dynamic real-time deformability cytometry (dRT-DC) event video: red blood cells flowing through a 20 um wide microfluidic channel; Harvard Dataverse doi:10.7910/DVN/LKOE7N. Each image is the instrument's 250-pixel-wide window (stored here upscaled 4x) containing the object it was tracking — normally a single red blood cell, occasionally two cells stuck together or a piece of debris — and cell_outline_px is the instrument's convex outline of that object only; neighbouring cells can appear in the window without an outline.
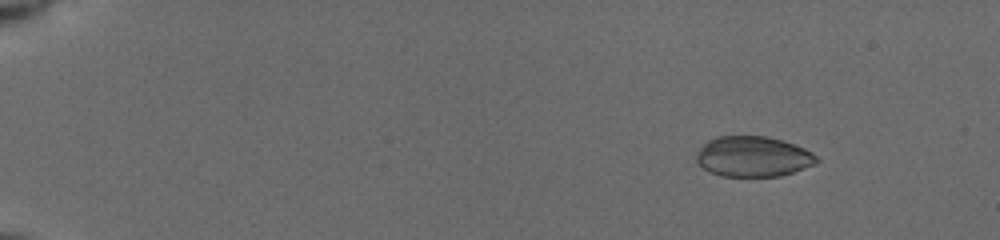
{"species": "common noctule bat (a hibernating species)", "species_latin": "Nyctalus noctula", "temperature_condition": "cold", "stored_images_in_passage": 12, "camera_frame_rate_fps": 3000, "um_per_image_px": 0.085, "animal": {"sex": "female", "body_mass_g": 19.5, "forearm_length_mm": 54.1}, "frame": {"image": 1, "passage_image": 2, "time_ms": 0.667, "image_size_px": [1000, 240], "cell_outline_px": [[820, 160], [816, 164], [780, 176], [720, 176], [704, 168], [696, 160], [696, 152], [708, 140], [716, 136], [764, 136], [780, 140], [804, 148], [812, 152]], "centroid_in_image_um": [64.01, 13.3], "position_along_channel_um": 21.0, "area_um2": 28.15}}
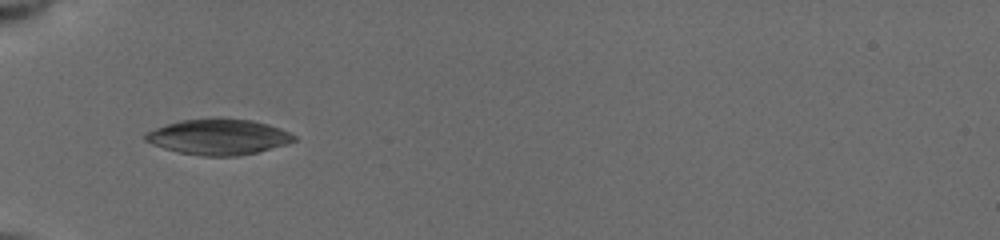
{"frame": {"image": 2, "passage_image": 11, "time_ms": 5.0, "image_size_px": [1000, 240], "cell_outline_px": [[296, 140], [288, 144], [256, 152], [236, 156], [204, 156], [180, 152], [164, 148], [152, 144], [144, 140], [144, 132], [180, 120], [212, 116], [220, 116], [252, 120], [268, 124], [280, 128], [296, 136]], "centroid_in_image_um": [18.57, 11.6], "position_along_channel_um": 66.4, "area_um2": 31.33}}
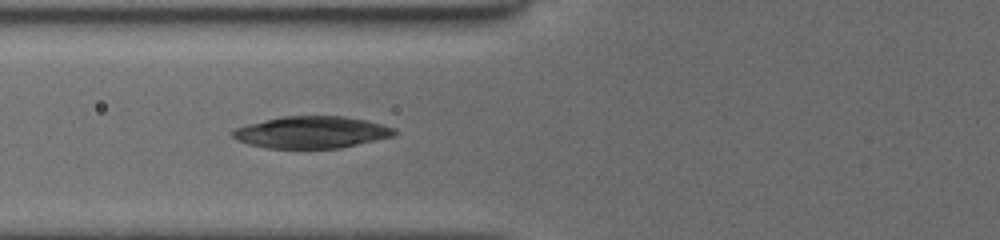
{"frame": {"image": 3, "passage_image": 12, "time_ms": 6.0, "image_size_px": [1000, 240], "cell_outline_px": [[396, 136], [340, 148], [268, 148], [248, 144], [236, 140], [232, 136], [232, 132], [236, 128], [248, 124], [280, 116], [344, 116], [364, 120], [396, 128]], "centroid_in_image_um": [26.5, 11.24], "position_along_channel_um": 99.3, "area_um2": 30.06}}